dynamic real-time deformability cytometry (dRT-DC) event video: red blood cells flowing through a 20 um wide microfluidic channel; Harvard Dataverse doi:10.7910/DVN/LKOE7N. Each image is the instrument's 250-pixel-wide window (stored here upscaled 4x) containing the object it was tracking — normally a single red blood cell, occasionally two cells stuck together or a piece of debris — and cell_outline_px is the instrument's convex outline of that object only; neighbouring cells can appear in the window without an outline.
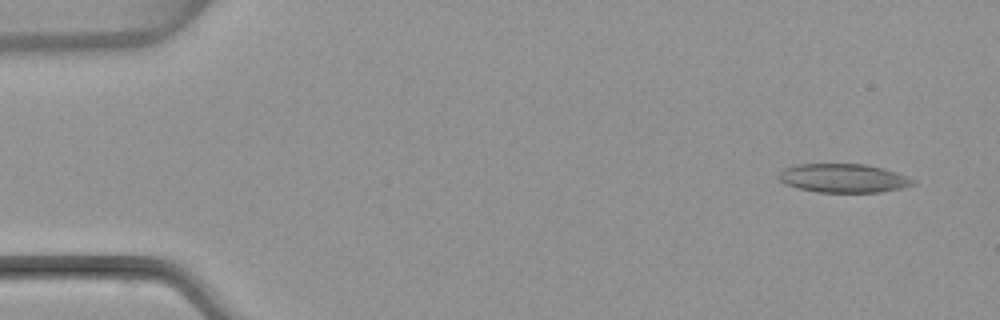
{"species": "common noctule bat (a hibernating species)", "species_latin": "Nyctalus noctula", "temperature_condition": "warm", "stored_images_in_passage": 4, "camera_frame_rate_fps": 3000, "um_per_image_px": 0.085, "animal": {"sex": "female", "body_mass_g": 22.7, "forearm_length_mm": 54.2}, "frame": {"image": 1, "passage_image": 1, "time_ms": 0.0, "image_size_px": [1000, 320], "cell_outline_px": [[916, 184], [900, 188], [880, 192], [816, 192], [796, 188], [784, 184], [780, 180], [780, 172], [784, 168], [796, 164], [864, 164], [884, 168], [896, 172], [916, 180]], "centroid_in_image_um": [71.69, 15.14], "position_along_channel_um": 13.3, "area_um2": 22.54}}
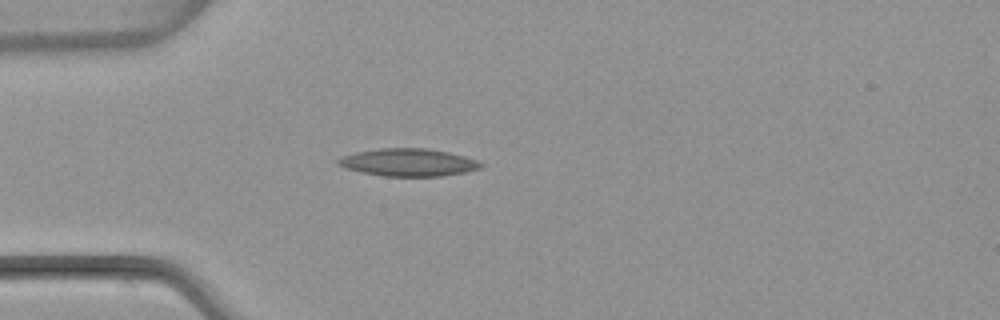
{"frame": {"image": 2, "passage_image": 4, "time_ms": 3.667, "image_size_px": [1000, 320], "cell_outline_px": [[484, 164], [480, 168], [464, 172], [440, 176], [384, 176], [360, 172], [344, 168], [336, 164], [336, 160], [340, 156], [356, 152], [380, 148], [428, 148], [448, 152], [480, 160]], "centroid_in_image_um": [34.68, 13.8], "position_along_channel_um": 50.3, "area_um2": 23.12}}